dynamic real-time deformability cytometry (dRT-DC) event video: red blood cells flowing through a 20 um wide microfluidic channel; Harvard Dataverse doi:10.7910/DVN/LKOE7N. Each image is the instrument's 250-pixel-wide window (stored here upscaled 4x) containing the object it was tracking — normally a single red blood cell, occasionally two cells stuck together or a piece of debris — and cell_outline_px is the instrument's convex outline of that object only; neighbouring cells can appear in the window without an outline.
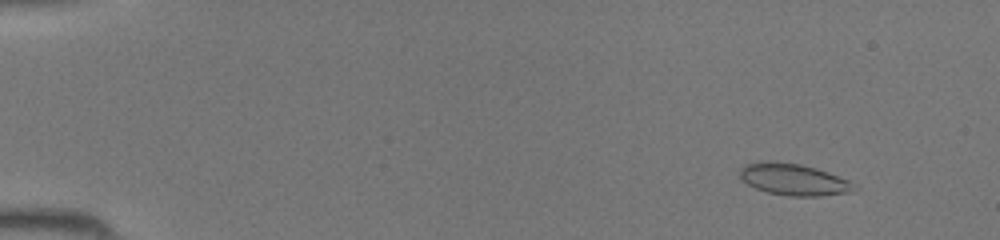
{"species": "common noctule bat (a hibernating species)", "species_latin": "Nyctalus noctula", "temperature_condition": "room temperature", "stored_images_in_passage": 46, "camera_frame_rate_fps": 3000, "um_per_image_px": 0.085, "animal": {"sex": "female", "body_mass_g": 19.5, "forearm_length_mm": 54.1}, "frame": {"image": 1, "passage_image": 5, "time_ms": 1.333, "image_size_px": [1000, 240], "cell_outline_px": [[860, 188], [848, 192], [820, 196], [788, 196], [768, 192], [756, 188], [740, 180], [740, 168], [744, 164], [760, 160], [776, 160], [800, 164], [816, 168], [828, 172], [848, 180]], "centroid_in_image_um": [67.42, 15.23], "position_along_channel_um": 17.6, "area_um2": 21.39}}
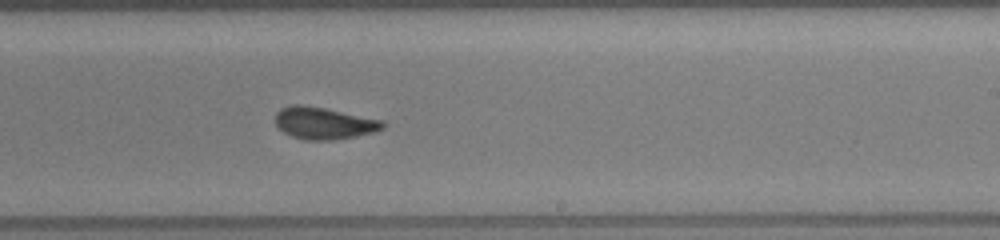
{"frame": {"image": 2, "passage_image": 29, "time_ms": 9.333, "image_size_px": [1000, 240], "cell_outline_px": [[388, 124], [384, 128], [376, 132], [356, 136], [332, 140], [304, 140], [292, 136], [284, 132], [276, 124], [276, 112], [280, 108], [292, 104], [300, 104], [324, 108], [384, 120]], "centroid_in_image_um": [27.57, 10.47], "position_along_channel_um": 261.4, "area_um2": 20.17}}
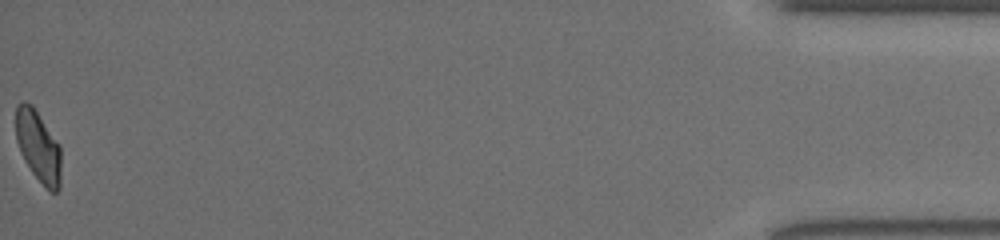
{"frame": {"image": 3, "passage_image": 46, "time_ms": 15.0, "image_size_px": [1000, 240], "cell_outline_px": [[60, 188], [56, 192], [48, 192], [32, 172], [24, 160], [20, 152], [16, 140], [16, 104], [20, 100], [24, 100], [32, 104], [60, 144]], "centroid_in_image_um": [3.24, 12.42], "position_along_channel_um": 432.0, "area_um2": 19.13}}